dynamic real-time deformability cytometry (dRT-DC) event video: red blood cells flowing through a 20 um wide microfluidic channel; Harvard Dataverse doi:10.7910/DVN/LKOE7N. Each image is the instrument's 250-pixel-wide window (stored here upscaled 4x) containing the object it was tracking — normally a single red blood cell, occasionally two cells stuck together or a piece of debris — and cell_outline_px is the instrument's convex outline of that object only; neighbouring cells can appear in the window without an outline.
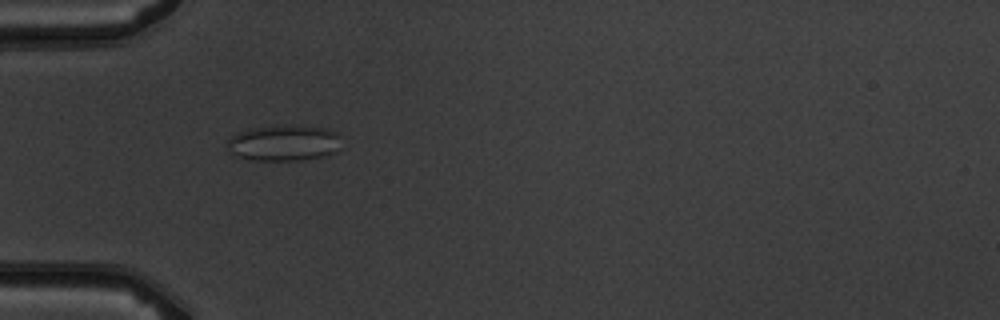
{"species": "common noctule bat (a hibernating species)", "species_latin": "Nyctalus noctula", "temperature_condition": "warm", "stored_images_in_passage": 7, "camera_frame_rate_fps": 3000, "um_per_image_px": 0.085, "animal": {"sex": "male", "body_mass_g": 19.5, "forearm_length_mm": 54.6}, "frame": {"image": 1, "passage_image": 5, "time_ms": 4.667, "image_size_px": [1000, 320], "cell_outline_px": [[340, 136], [336, 152], [328, 156], [304, 160], [248, 160], [232, 156], [224, 148], [228, 140], [236, 132], [248, 128], [276, 124], [288, 124], [328, 128], [336, 132]], "centroid_in_image_um": [24.05, 12.14], "position_along_channel_um": 60.9, "area_um2": 24.91}}
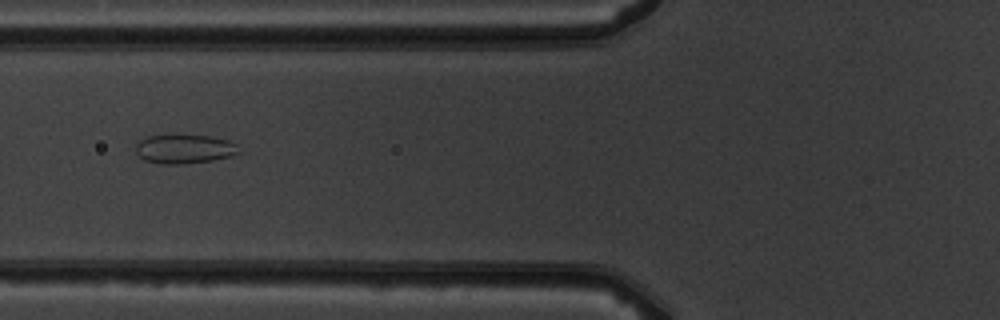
{"frame": {"image": 2, "passage_image": 6, "time_ms": 6.0, "image_size_px": [1000, 320], "cell_outline_px": [[240, 152], [232, 156], [212, 160], [184, 164], [164, 164], [144, 160], [136, 152], [136, 144], [140, 140], [148, 136], [212, 136], [228, 140], [236, 144]], "centroid_in_image_um": [15.69, 12.68], "position_along_channel_um": 110.1, "area_um2": 17.22}}
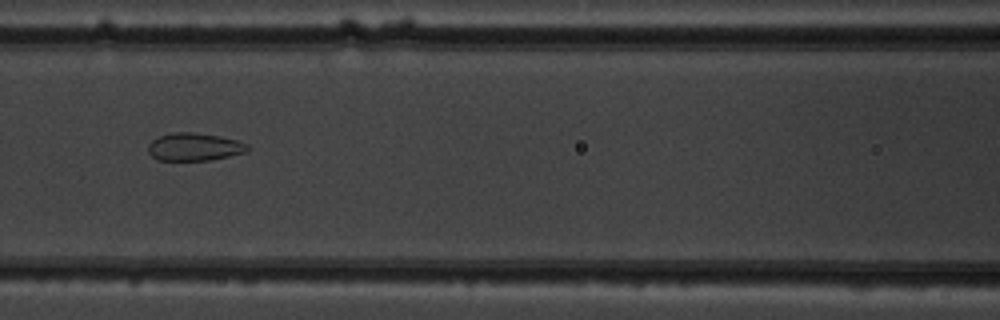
{"frame": {"image": 3, "passage_image": 7, "time_ms": 7.0, "image_size_px": [1000, 320], "cell_outline_px": [[248, 152], [212, 160], [156, 160], [148, 152], [148, 144], [152, 140], [160, 136], [172, 132], [192, 132], [220, 136], [236, 140], [248, 144]], "centroid_in_image_um": [16.52, 12.49], "position_along_channel_um": 150.1, "area_um2": 16.18}}